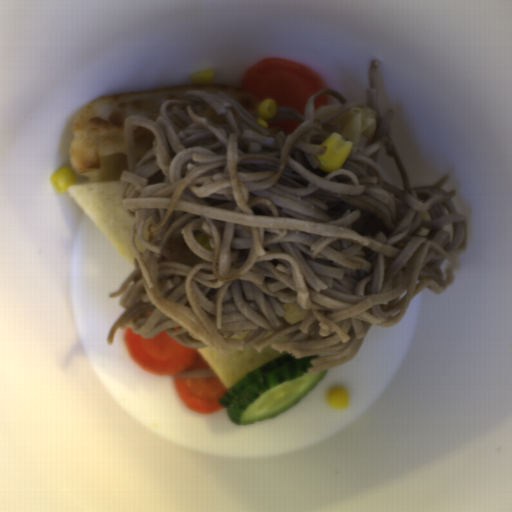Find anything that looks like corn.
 <instances>
[{
    "instance_id": "obj_3",
    "label": "corn",
    "mask_w": 512,
    "mask_h": 512,
    "mask_svg": "<svg viewBox=\"0 0 512 512\" xmlns=\"http://www.w3.org/2000/svg\"><path fill=\"white\" fill-rule=\"evenodd\" d=\"M326 404L336 410L348 407L349 397L341 385H332L326 392Z\"/></svg>"
},
{
    "instance_id": "obj_4",
    "label": "corn",
    "mask_w": 512,
    "mask_h": 512,
    "mask_svg": "<svg viewBox=\"0 0 512 512\" xmlns=\"http://www.w3.org/2000/svg\"><path fill=\"white\" fill-rule=\"evenodd\" d=\"M278 106L271 98L263 100L257 110L256 123L261 128H267L268 120L277 114Z\"/></svg>"
},
{
    "instance_id": "obj_5",
    "label": "corn",
    "mask_w": 512,
    "mask_h": 512,
    "mask_svg": "<svg viewBox=\"0 0 512 512\" xmlns=\"http://www.w3.org/2000/svg\"><path fill=\"white\" fill-rule=\"evenodd\" d=\"M215 72L214 68H204L197 70L190 75V80L198 84H212L214 83Z\"/></svg>"
},
{
    "instance_id": "obj_2",
    "label": "corn",
    "mask_w": 512,
    "mask_h": 512,
    "mask_svg": "<svg viewBox=\"0 0 512 512\" xmlns=\"http://www.w3.org/2000/svg\"><path fill=\"white\" fill-rule=\"evenodd\" d=\"M76 175L71 167L61 165L51 176V187L57 192H66L75 182Z\"/></svg>"
},
{
    "instance_id": "obj_1",
    "label": "corn",
    "mask_w": 512,
    "mask_h": 512,
    "mask_svg": "<svg viewBox=\"0 0 512 512\" xmlns=\"http://www.w3.org/2000/svg\"><path fill=\"white\" fill-rule=\"evenodd\" d=\"M323 154L315 155L320 170L326 173L336 172L343 167L352 149V142L347 141L340 132H333L322 143Z\"/></svg>"
}]
</instances>
